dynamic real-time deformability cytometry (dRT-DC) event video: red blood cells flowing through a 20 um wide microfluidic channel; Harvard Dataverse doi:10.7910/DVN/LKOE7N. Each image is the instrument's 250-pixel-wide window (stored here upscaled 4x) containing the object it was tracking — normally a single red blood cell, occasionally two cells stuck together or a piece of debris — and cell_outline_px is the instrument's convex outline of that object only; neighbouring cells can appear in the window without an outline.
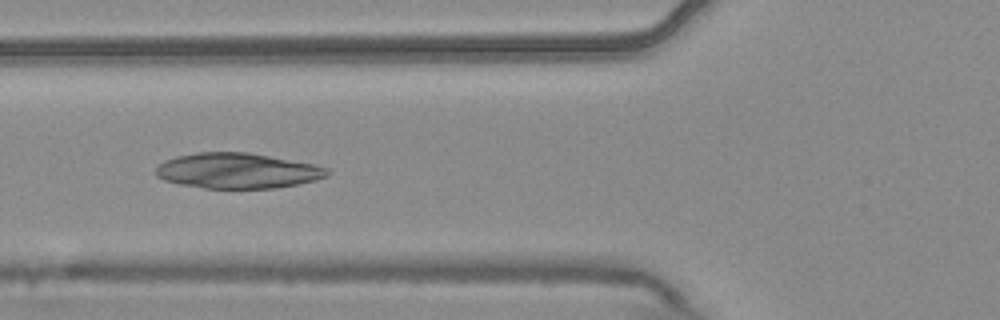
{"species": "common noctule bat (a hibernating species)", "species_latin": "Nyctalus noctula", "temperature_condition": "warm", "stored_images_in_passage": 5, "camera_frame_rate_fps": 3000, "um_per_image_px": 0.085, "animal": {"sex": "male", "body_mass_g": 20.4}, "frame": {"image": 1, "passage_image": 5, "time_ms": 1.333, "image_size_px": [1000, 320], "cell_outline_px": [[328, 176], [316, 180], [276, 188], [204, 188], [180, 184], [164, 180], [156, 176], [156, 168], [164, 160], [176, 156], [196, 152], [248, 152], [316, 164], [328, 168]], "centroid_in_image_um": [20.18, 14.5], "position_along_channel_um": 105.6, "area_um2": 35.43}}